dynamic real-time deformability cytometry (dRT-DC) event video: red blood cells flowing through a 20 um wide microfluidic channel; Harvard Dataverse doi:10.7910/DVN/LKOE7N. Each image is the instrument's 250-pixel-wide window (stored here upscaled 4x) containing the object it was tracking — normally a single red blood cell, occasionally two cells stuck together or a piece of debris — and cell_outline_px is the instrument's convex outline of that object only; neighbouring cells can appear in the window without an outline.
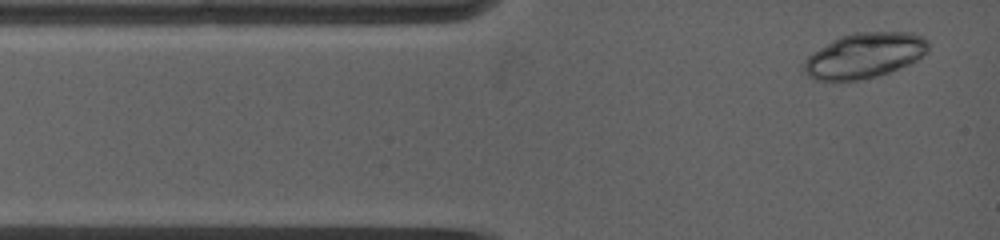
{"species": "common noctule bat (a hibernating species)", "species_latin": "Nyctalus noctula", "temperature_condition": "warm", "stored_images_in_passage": 3, "camera_frame_rate_fps": 5000, "um_per_image_px": 0.085, "animal": {"sex": "female", "body_mass_g": 19.0, "forearm_length_mm": 53.3}, "frame": {"image": 1, "passage_image": 1, "time_ms": 0.0, "image_size_px": [1000, 240], "cell_outline_px": [[928, 52], [916, 60], [908, 64], [888, 72], [876, 76], [856, 80], [832, 84], [816, 80], [808, 76], [804, 72], [804, 60], [812, 52], [832, 40], [840, 36], [852, 32], [912, 32], [924, 36], [928, 40]], "centroid_in_image_um": [73.44, 4.73], "position_along_channel_um": 11.6, "area_um2": 33.35}}